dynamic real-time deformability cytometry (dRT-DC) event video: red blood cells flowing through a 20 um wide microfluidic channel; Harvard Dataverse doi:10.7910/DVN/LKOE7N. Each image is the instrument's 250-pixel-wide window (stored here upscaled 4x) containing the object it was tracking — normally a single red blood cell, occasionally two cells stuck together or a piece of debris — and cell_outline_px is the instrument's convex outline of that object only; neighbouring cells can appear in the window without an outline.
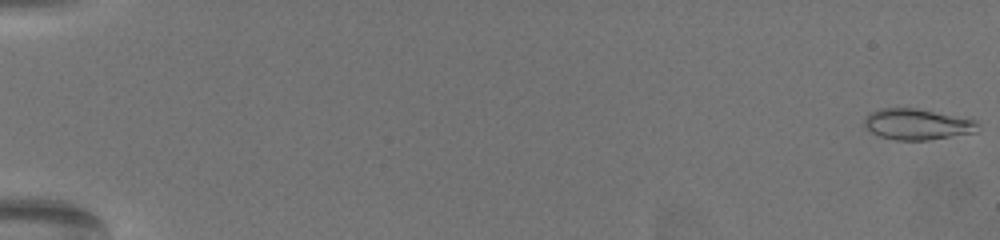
{"species": "common noctule bat (a hibernating species)", "species_latin": "Nyctalus noctula", "temperature_condition": "warm", "stored_images_in_passage": 65, "camera_frame_rate_fps": 3000, "um_per_image_px": 0.085, "animal": {"sex": "female", "body_mass_g": 19.5, "forearm_length_mm": 54.1}, "frame": {"image": 1, "passage_image": 1, "time_ms": 0.0, "image_size_px": [1000, 240], "cell_outline_px": [[980, 124], [976, 132], [928, 140], [896, 140], [880, 136], [868, 132], [864, 124], [864, 120], [868, 112], [880, 108], [916, 108], [976, 120]], "centroid_in_image_um": [77.92, 10.56], "position_along_channel_um": 7.1, "area_um2": 20.58}}
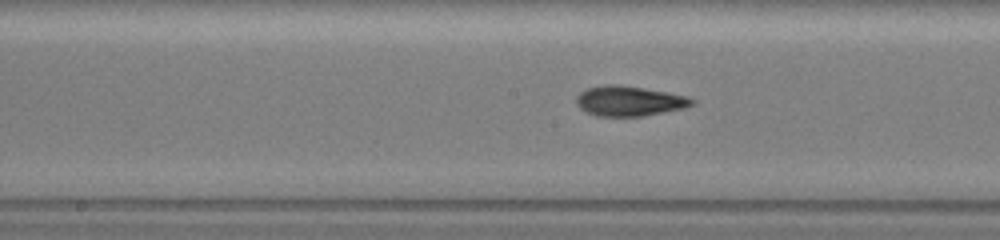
{"frame": {"image": 2, "passage_image": 36, "time_ms": 11.667, "image_size_px": [1000, 240], "cell_outline_px": [[696, 104], [684, 108], [644, 116], [596, 116], [580, 108], [576, 104], [576, 96], [580, 92], [588, 88], [608, 84], [616, 84], [668, 92], [684, 96], [696, 100]], "centroid_in_image_um": [53.49, 8.59], "position_along_channel_um": 194.7, "area_um2": 20.17}}
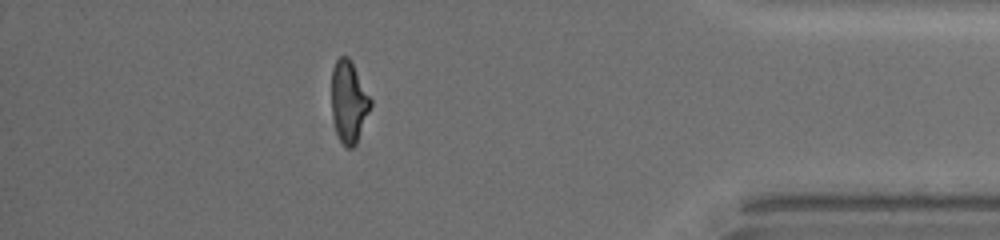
{"frame": {"image": 3, "passage_image": 58, "time_ms": 19.0, "image_size_px": [1000, 240], "cell_outline_px": [[372, 104], [356, 144], [352, 148], [348, 148], [340, 140], [336, 132], [332, 116], [332, 68], [336, 60], [340, 56], [348, 56], [352, 60], [372, 100]], "centroid_in_image_um": [29.65, 8.61], "position_along_channel_um": 405.5, "area_um2": 18.67}, "authors_computed_cell_mechanics": {"area_um2": 19.2474, "velocity_mm_per_s": 3.3512, "shape_relaxation_time_tau1_ms": 7.595, "shape_relaxation_time_tau2_ms": 2.3071, "deformation_change_tau1": 0.2485, "deformation_change_tau2": 0.1032}}